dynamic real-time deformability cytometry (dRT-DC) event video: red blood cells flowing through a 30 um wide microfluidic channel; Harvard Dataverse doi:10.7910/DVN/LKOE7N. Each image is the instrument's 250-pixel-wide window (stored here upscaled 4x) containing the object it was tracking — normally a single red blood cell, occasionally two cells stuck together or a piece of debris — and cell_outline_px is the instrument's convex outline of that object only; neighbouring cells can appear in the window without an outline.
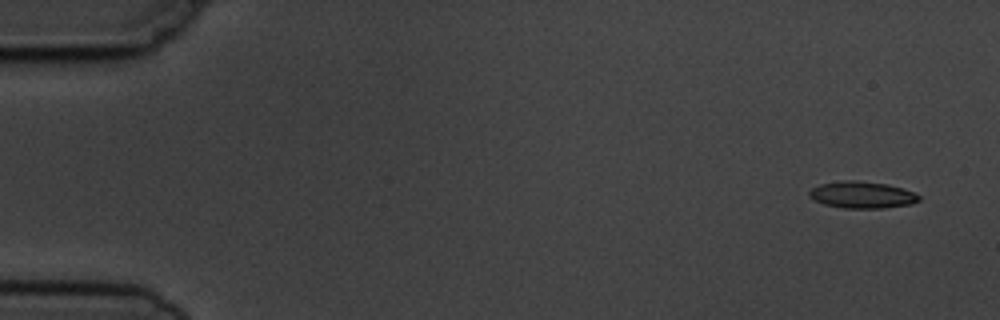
{"species": "common noctule bat (a hibernating species)", "species_latin": "Nyctalus noctula", "temperature_condition": "cold", "stored_images_in_passage": 6, "camera_frame_rate_fps": 3000, "um_per_image_px": 0.085, "animal": {"sex": "male", "body_mass_g": 19.5, "forearm_length_mm": 54.6}, "frame": {"image": 1, "passage_image": 1, "time_ms": 0.0, "image_size_px": [1000, 320], "cell_outline_px": [[920, 200], [912, 204], [884, 208], [844, 208], [824, 204], [808, 196], [808, 192], [812, 188], [820, 184], [844, 180], [856, 180], [888, 184], [904, 188], [920, 196]], "centroid_in_image_um": [73.29, 16.56], "position_along_channel_um": 11.7, "area_um2": 17.17}}
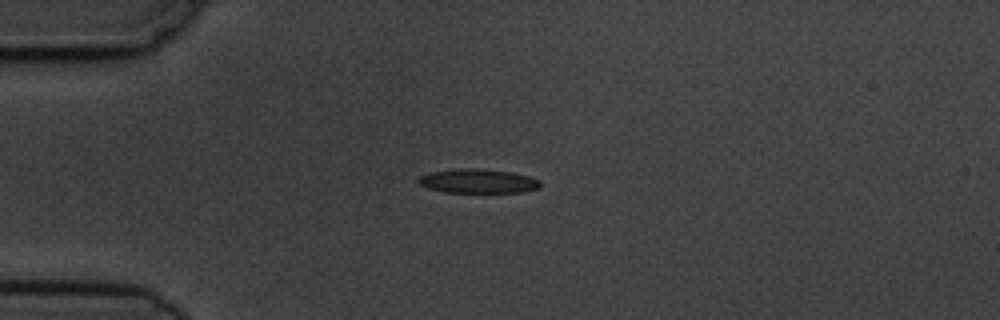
{"frame": {"image": 2, "passage_image": 4, "time_ms": 3.667, "image_size_px": [1000, 320], "cell_outline_px": [[540, 188], [524, 192], [444, 192], [428, 188], [420, 184], [416, 180], [420, 176], [432, 172], [460, 168], [476, 168], [512, 172], [528, 176], [540, 180]], "centroid_in_image_um": [40.64, 15.39], "position_along_channel_um": 44.4, "area_um2": 17.11}}
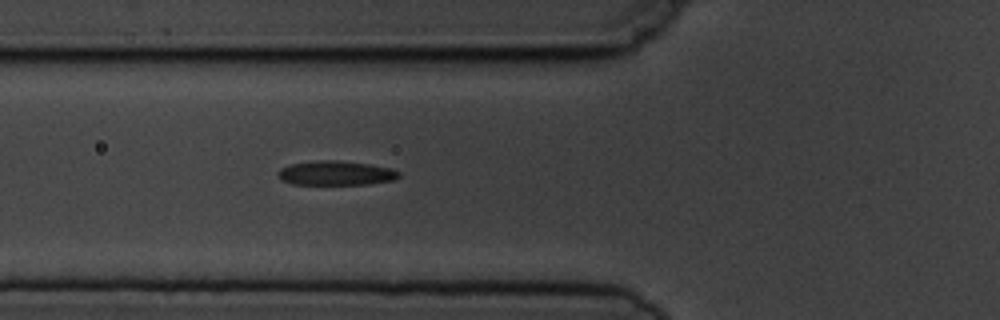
{"frame": {"image": 3, "passage_image": 6, "time_ms": 5.667, "image_size_px": [1000, 320], "cell_outline_px": [[400, 176], [396, 180], [368, 184], [292, 184], [276, 176], [276, 172], [280, 168], [292, 164], [316, 160], [336, 160], [372, 164], [392, 168], [400, 172]], "centroid_in_image_um": [28.58, 14.71], "position_along_channel_um": 97.2, "area_um2": 17.34}}